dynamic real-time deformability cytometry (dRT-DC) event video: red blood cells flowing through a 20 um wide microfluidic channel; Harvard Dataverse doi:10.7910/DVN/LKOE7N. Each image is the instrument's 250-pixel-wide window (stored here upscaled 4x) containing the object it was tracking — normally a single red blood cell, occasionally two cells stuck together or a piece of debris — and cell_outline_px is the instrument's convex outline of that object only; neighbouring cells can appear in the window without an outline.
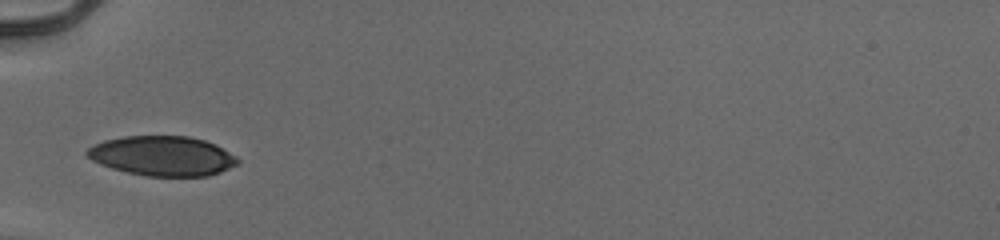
{"species": "human", "species_latin": "Homo sapiens", "temperature_condition": "cold", "stored_images_in_passage": 6, "camera_frame_rate_fps": 3000, "um_per_image_px": 0.085, "donor": {"sex": "male"}, "frame": {"image": 1, "passage_image": 1, "time_ms": 0.0, "image_size_px": [1000, 240], "cell_outline_px": [[240, 160], [236, 164], [220, 172], [208, 176], [144, 176], [112, 168], [100, 164], [92, 160], [84, 152], [88, 148], [104, 140], [124, 136], [188, 136], [204, 140], [216, 144], [236, 156]], "centroid_in_image_um": [13.81, 13.25], "position_along_channel_um": 71.2, "area_um2": 34.8}}
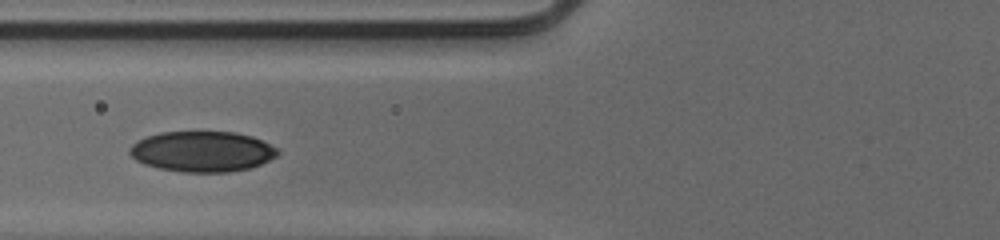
{"frame": {"image": 2, "passage_image": 4, "time_ms": 1.0, "image_size_px": [1000, 240], "cell_outline_px": [[280, 152], [276, 156], [260, 164], [248, 168], [228, 172], [180, 172], [160, 168], [144, 164], [136, 160], [128, 152], [128, 148], [136, 140], [160, 132], [236, 132], [252, 136], [276, 148]], "centroid_in_image_um": [17.15, 12.87], "position_along_channel_um": 108.7, "area_um2": 34.85}}